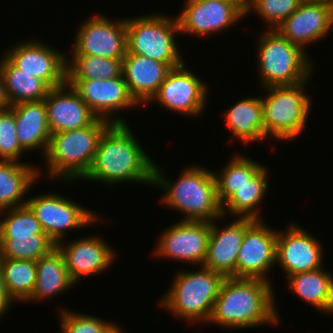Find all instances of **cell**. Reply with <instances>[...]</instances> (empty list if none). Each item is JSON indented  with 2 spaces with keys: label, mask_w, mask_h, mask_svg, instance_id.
Wrapping results in <instances>:
<instances>
[{
  "label": "cell",
  "mask_w": 333,
  "mask_h": 333,
  "mask_svg": "<svg viewBox=\"0 0 333 333\" xmlns=\"http://www.w3.org/2000/svg\"><path fill=\"white\" fill-rule=\"evenodd\" d=\"M165 176L164 170L155 163L153 186L165 190L162 204L183 213L181 220L212 222L223 219L214 171L192 165L181 171L175 182Z\"/></svg>",
  "instance_id": "obj_3"
},
{
  "label": "cell",
  "mask_w": 333,
  "mask_h": 333,
  "mask_svg": "<svg viewBox=\"0 0 333 333\" xmlns=\"http://www.w3.org/2000/svg\"><path fill=\"white\" fill-rule=\"evenodd\" d=\"M185 66L187 65L183 62L171 68L157 93L146 105L155 101L167 110L187 117L200 116L205 109L209 88L206 82Z\"/></svg>",
  "instance_id": "obj_10"
},
{
  "label": "cell",
  "mask_w": 333,
  "mask_h": 333,
  "mask_svg": "<svg viewBox=\"0 0 333 333\" xmlns=\"http://www.w3.org/2000/svg\"><path fill=\"white\" fill-rule=\"evenodd\" d=\"M69 55L67 79H113L122 75V59Z\"/></svg>",
  "instance_id": "obj_32"
},
{
  "label": "cell",
  "mask_w": 333,
  "mask_h": 333,
  "mask_svg": "<svg viewBox=\"0 0 333 333\" xmlns=\"http://www.w3.org/2000/svg\"><path fill=\"white\" fill-rule=\"evenodd\" d=\"M288 286L299 299L322 313L333 314V275L323 267L290 275Z\"/></svg>",
  "instance_id": "obj_26"
},
{
  "label": "cell",
  "mask_w": 333,
  "mask_h": 333,
  "mask_svg": "<svg viewBox=\"0 0 333 333\" xmlns=\"http://www.w3.org/2000/svg\"><path fill=\"white\" fill-rule=\"evenodd\" d=\"M26 150L16 136V122L11 108L0 111V160L20 161Z\"/></svg>",
  "instance_id": "obj_37"
},
{
  "label": "cell",
  "mask_w": 333,
  "mask_h": 333,
  "mask_svg": "<svg viewBox=\"0 0 333 333\" xmlns=\"http://www.w3.org/2000/svg\"><path fill=\"white\" fill-rule=\"evenodd\" d=\"M12 303H15V301L8 295L3 277V271L0 267V320L4 317V313L6 314L7 311H9V307Z\"/></svg>",
  "instance_id": "obj_38"
},
{
  "label": "cell",
  "mask_w": 333,
  "mask_h": 333,
  "mask_svg": "<svg viewBox=\"0 0 333 333\" xmlns=\"http://www.w3.org/2000/svg\"><path fill=\"white\" fill-rule=\"evenodd\" d=\"M304 0H249L245 17L254 11L261 20L267 23V28L276 29L287 19ZM270 24V25H269Z\"/></svg>",
  "instance_id": "obj_36"
},
{
  "label": "cell",
  "mask_w": 333,
  "mask_h": 333,
  "mask_svg": "<svg viewBox=\"0 0 333 333\" xmlns=\"http://www.w3.org/2000/svg\"><path fill=\"white\" fill-rule=\"evenodd\" d=\"M274 299V289L268 281L225 277L208 323L226 329L275 326L280 320Z\"/></svg>",
  "instance_id": "obj_2"
},
{
  "label": "cell",
  "mask_w": 333,
  "mask_h": 333,
  "mask_svg": "<svg viewBox=\"0 0 333 333\" xmlns=\"http://www.w3.org/2000/svg\"><path fill=\"white\" fill-rule=\"evenodd\" d=\"M277 232L276 263L284 277L323 267V245L320 240L295 223Z\"/></svg>",
  "instance_id": "obj_18"
},
{
  "label": "cell",
  "mask_w": 333,
  "mask_h": 333,
  "mask_svg": "<svg viewBox=\"0 0 333 333\" xmlns=\"http://www.w3.org/2000/svg\"><path fill=\"white\" fill-rule=\"evenodd\" d=\"M96 235L67 242L56 246L64 256L65 265L71 280L77 285L81 277L102 274L112 266L116 255L107 241ZM64 243V244H63ZM78 281V282H77Z\"/></svg>",
  "instance_id": "obj_19"
},
{
  "label": "cell",
  "mask_w": 333,
  "mask_h": 333,
  "mask_svg": "<svg viewBox=\"0 0 333 333\" xmlns=\"http://www.w3.org/2000/svg\"><path fill=\"white\" fill-rule=\"evenodd\" d=\"M129 128L127 123H111L106 128L83 180L107 185L134 182L153 186L155 162Z\"/></svg>",
  "instance_id": "obj_1"
},
{
  "label": "cell",
  "mask_w": 333,
  "mask_h": 333,
  "mask_svg": "<svg viewBox=\"0 0 333 333\" xmlns=\"http://www.w3.org/2000/svg\"><path fill=\"white\" fill-rule=\"evenodd\" d=\"M111 123L98 118L89 126L53 133L43 156L50 178L65 183L82 180L96 155L100 137Z\"/></svg>",
  "instance_id": "obj_4"
},
{
  "label": "cell",
  "mask_w": 333,
  "mask_h": 333,
  "mask_svg": "<svg viewBox=\"0 0 333 333\" xmlns=\"http://www.w3.org/2000/svg\"><path fill=\"white\" fill-rule=\"evenodd\" d=\"M235 5L244 15L248 9L249 0H218Z\"/></svg>",
  "instance_id": "obj_40"
},
{
  "label": "cell",
  "mask_w": 333,
  "mask_h": 333,
  "mask_svg": "<svg viewBox=\"0 0 333 333\" xmlns=\"http://www.w3.org/2000/svg\"><path fill=\"white\" fill-rule=\"evenodd\" d=\"M261 220H255L245 231L236 259L237 278L270 281L266 274L276 264L277 232Z\"/></svg>",
  "instance_id": "obj_15"
},
{
  "label": "cell",
  "mask_w": 333,
  "mask_h": 333,
  "mask_svg": "<svg viewBox=\"0 0 333 333\" xmlns=\"http://www.w3.org/2000/svg\"><path fill=\"white\" fill-rule=\"evenodd\" d=\"M36 267L35 287L32 295L25 301L26 303L49 299L50 296L62 294L76 285L69 277L64 256L57 246L48 254L40 257L36 261Z\"/></svg>",
  "instance_id": "obj_25"
},
{
  "label": "cell",
  "mask_w": 333,
  "mask_h": 333,
  "mask_svg": "<svg viewBox=\"0 0 333 333\" xmlns=\"http://www.w3.org/2000/svg\"><path fill=\"white\" fill-rule=\"evenodd\" d=\"M4 56L23 72L44 81L50 88L67 83L68 56L38 40L17 43Z\"/></svg>",
  "instance_id": "obj_14"
},
{
  "label": "cell",
  "mask_w": 333,
  "mask_h": 333,
  "mask_svg": "<svg viewBox=\"0 0 333 333\" xmlns=\"http://www.w3.org/2000/svg\"><path fill=\"white\" fill-rule=\"evenodd\" d=\"M0 267L8 295L24 303L31 295L36 283V261L0 258Z\"/></svg>",
  "instance_id": "obj_31"
},
{
  "label": "cell",
  "mask_w": 333,
  "mask_h": 333,
  "mask_svg": "<svg viewBox=\"0 0 333 333\" xmlns=\"http://www.w3.org/2000/svg\"><path fill=\"white\" fill-rule=\"evenodd\" d=\"M67 82L98 118L110 123H126L116 113L139 106L130 96L123 75L113 79H67Z\"/></svg>",
  "instance_id": "obj_13"
},
{
  "label": "cell",
  "mask_w": 333,
  "mask_h": 333,
  "mask_svg": "<svg viewBox=\"0 0 333 333\" xmlns=\"http://www.w3.org/2000/svg\"><path fill=\"white\" fill-rule=\"evenodd\" d=\"M264 165L244 156L234 155L222 168L215 173L218 200L223 205L239 188L243 187L253 178Z\"/></svg>",
  "instance_id": "obj_30"
},
{
  "label": "cell",
  "mask_w": 333,
  "mask_h": 333,
  "mask_svg": "<svg viewBox=\"0 0 333 333\" xmlns=\"http://www.w3.org/2000/svg\"><path fill=\"white\" fill-rule=\"evenodd\" d=\"M224 114L225 124L234 138L247 144L266 139L261 97L242 98Z\"/></svg>",
  "instance_id": "obj_27"
},
{
  "label": "cell",
  "mask_w": 333,
  "mask_h": 333,
  "mask_svg": "<svg viewBox=\"0 0 333 333\" xmlns=\"http://www.w3.org/2000/svg\"><path fill=\"white\" fill-rule=\"evenodd\" d=\"M44 102L51 134L80 129L98 119L68 82L51 88Z\"/></svg>",
  "instance_id": "obj_21"
},
{
  "label": "cell",
  "mask_w": 333,
  "mask_h": 333,
  "mask_svg": "<svg viewBox=\"0 0 333 333\" xmlns=\"http://www.w3.org/2000/svg\"><path fill=\"white\" fill-rule=\"evenodd\" d=\"M39 172L30 164L0 160V212L26 205L25 195L38 180Z\"/></svg>",
  "instance_id": "obj_24"
},
{
  "label": "cell",
  "mask_w": 333,
  "mask_h": 333,
  "mask_svg": "<svg viewBox=\"0 0 333 333\" xmlns=\"http://www.w3.org/2000/svg\"><path fill=\"white\" fill-rule=\"evenodd\" d=\"M170 69L166 63L141 55L126 54L122 59V75L129 94L141 107L157 93Z\"/></svg>",
  "instance_id": "obj_22"
},
{
  "label": "cell",
  "mask_w": 333,
  "mask_h": 333,
  "mask_svg": "<svg viewBox=\"0 0 333 333\" xmlns=\"http://www.w3.org/2000/svg\"><path fill=\"white\" fill-rule=\"evenodd\" d=\"M225 276L200 266L198 271L179 270L159 306L187 322H207Z\"/></svg>",
  "instance_id": "obj_5"
},
{
  "label": "cell",
  "mask_w": 333,
  "mask_h": 333,
  "mask_svg": "<svg viewBox=\"0 0 333 333\" xmlns=\"http://www.w3.org/2000/svg\"><path fill=\"white\" fill-rule=\"evenodd\" d=\"M210 236L209 221L180 220L162 231L153 256L202 266Z\"/></svg>",
  "instance_id": "obj_11"
},
{
  "label": "cell",
  "mask_w": 333,
  "mask_h": 333,
  "mask_svg": "<svg viewBox=\"0 0 333 333\" xmlns=\"http://www.w3.org/2000/svg\"><path fill=\"white\" fill-rule=\"evenodd\" d=\"M87 19L76 31L71 54L123 59L127 52L126 18L111 21L96 14Z\"/></svg>",
  "instance_id": "obj_12"
},
{
  "label": "cell",
  "mask_w": 333,
  "mask_h": 333,
  "mask_svg": "<svg viewBox=\"0 0 333 333\" xmlns=\"http://www.w3.org/2000/svg\"><path fill=\"white\" fill-rule=\"evenodd\" d=\"M260 35L257 40V71L261 85H296L310 80L314 68L306 51L284 38L276 29H267Z\"/></svg>",
  "instance_id": "obj_6"
},
{
  "label": "cell",
  "mask_w": 333,
  "mask_h": 333,
  "mask_svg": "<svg viewBox=\"0 0 333 333\" xmlns=\"http://www.w3.org/2000/svg\"><path fill=\"white\" fill-rule=\"evenodd\" d=\"M267 168L264 166L250 181L239 188L223 205V216L249 217L261 220L259 206L263 203L269 187Z\"/></svg>",
  "instance_id": "obj_29"
},
{
  "label": "cell",
  "mask_w": 333,
  "mask_h": 333,
  "mask_svg": "<svg viewBox=\"0 0 333 333\" xmlns=\"http://www.w3.org/2000/svg\"><path fill=\"white\" fill-rule=\"evenodd\" d=\"M11 107L9 99L6 94L4 81L0 73V111L6 110Z\"/></svg>",
  "instance_id": "obj_39"
},
{
  "label": "cell",
  "mask_w": 333,
  "mask_h": 333,
  "mask_svg": "<svg viewBox=\"0 0 333 333\" xmlns=\"http://www.w3.org/2000/svg\"><path fill=\"white\" fill-rule=\"evenodd\" d=\"M180 33L176 17L150 14L126 18V54L141 55L170 68L184 62L176 43Z\"/></svg>",
  "instance_id": "obj_8"
},
{
  "label": "cell",
  "mask_w": 333,
  "mask_h": 333,
  "mask_svg": "<svg viewBox=\"0 0 333 333\" xmlns=\"http://www.w3.org/2000/svg\"><path fill=\"white\" fill-rule=\"evenodd\" d=\"M14 112L16 136L26 151L42 149L45 155L51 136L44 99L22 102L10 107Z\"/></svg>",
  "instance_id": "obj_23"
},
{
  "label": "cell",
  "mask_w": 333,
  "mask_h": 333,
  "mask_svg": "<svg viewBox=\"0 0 333 333\" xmlns=\"http://www.w3.org/2000/svg\"><path fill=\"white\" fill-rule=\"evenodd\" d=\"M1 216L3 219L0 218V237H32L34 234H46L27 205L1 211Z\"/></svg>",
  "instance_id": "obj_34"
},
{
  "label": "cell",
  "mask_w": 333,
  "mask_h": 333,
  "mask_svg": "<svg viewBox=\"0 0 333 333\" xmlns=\"http://www.w3.org/2000/svg\"><path fill=\"white\" fill-rule=\"evenodd\" d=\"M26 205L40 222L43 231L56 244L65 239L67 230L89 227L101 219L97 213L57 193L28 198Z\"/></svg>",
  "instance_id": "obj_9"
},
{
  "label": "cell",
  "mask_w": 333,
  "mask_h": 333,
  "mask_svg": "<svg viewBox=\"0 0 333 333\" xmlns=\"http://www.w3.org/2000/svg\"><path fill=\"white\" fill-rule=\"evenodd\" d=\"M59 317L62 333H124L115 322L68 309H62Z\"/></svg>",
  "instance_id": "obj_35"
},
{
  "label": "cell",
  "mask_w": 333,
  "mask_h": 333,
  "mask_svg": "<svg viewBox=\"0 0 333 333\" xmlns=\"http://www.w3.org/2000/svg\"><path fill=\"white\" fill-rule=\"evenodd\" d=\"M0 73L11 105L43 100L51 89L41 79L15 67L5 56L0 61Z\"/></svg>",
  "instance_id": "obj_28"
},
{
  "label": "cell",
  "mask_w": 333,
  "mask_h": 333,
  "mask_svg": "<svg viewBox=\"0 0 333 333\" xmlns=\"http://www.w3.org/2000/svg\"><path fill=\"white\" fill-rule=\"evenodd\" d=\"M230 224L218 227L210 222V236L203 267L220 272L225 277H236V259L246 229L255 221L249 217H235ZM223 227V228H222Z\"/></svg>",
  "instance_id": "obj_20"
},
{
  "label": "cell",
  "mask_w": 333,
  "mask_h": 333,
  "mask_svg": "<svg viewBox=\"0 0 333 333\" xmlns=\"http://www.w3.org/2000/svg\"><path fill=\"white\" fill-rule=\"evenodd\" d=\"M185 4L176 17L180 34L210 36L229 29L245 16L235 5L224 1L186 0Z\"/></svg>",
  "instance_id": "obj_17"
},
{
  "label": "cell",
  "mask_w": 333,
  "mask_h": 333,
  "mask_svg": "<svg viewBox=\"0 0 333 333\" xmlns=\"http://www.w3.org/2000/svg\"><path fill=\"white\" fill-rule=\"evenodd\" d=\"M333 28V0H304L276 30L304 51ZM306 48V49H305Z\"/></svg>",
  "instance_id": "obj_16"
},
{
  "label": "cell",
  "mask_w": 333,
  "mask_h": 333,
  "mask_svg": "<svg viewBox=\"0 0 333 333\" xmlns=\"http://www.w3.org/2000/svg\"><path fill=\"white\" fill-rule=\"evenodd\" d=\"M308 80L296 85L264 87V134L281 141H292L305 131L312 101L305 92Z\"/></svg>",
  "instance_id": "obj_7"
},
{
  "label": "cell",
  "mask_w": 333,
  "mask_h": 333,
  "mask_svg": "<svg viewBox=\"0 0 333 333\" xmlns=\"http://www.w3.org/2000/svg\"><path fill=\"white\" fill-rule=\"evenodd\" d=\"M56 247L47 234L32 237H0V258L37 261Z\"/></svg>",
  "instance_id": "obj_33"
}]
</instances>
